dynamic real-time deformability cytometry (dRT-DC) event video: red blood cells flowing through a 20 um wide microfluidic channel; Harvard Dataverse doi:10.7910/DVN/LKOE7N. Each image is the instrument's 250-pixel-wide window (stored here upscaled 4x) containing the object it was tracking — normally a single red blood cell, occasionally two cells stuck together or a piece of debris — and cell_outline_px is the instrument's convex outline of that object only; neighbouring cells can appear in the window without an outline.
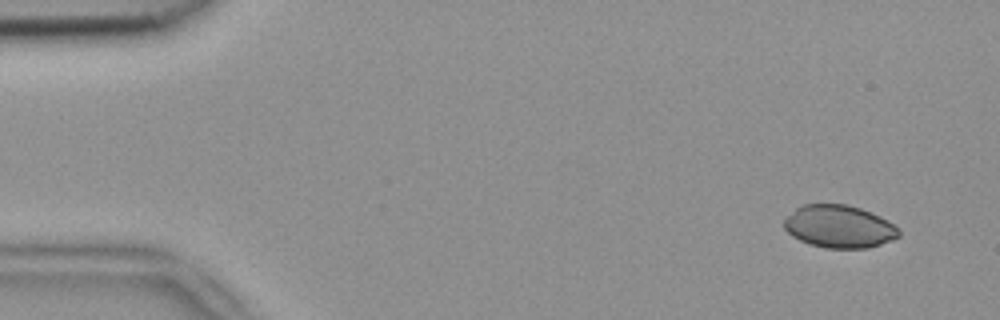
{"species": "common noctule bat (a hibernating species)", "species_latin": "Nyctalus noctula", "temperature_condition": "room temperature", "stored_images_in_passage": 4, "camera_frame_rate_fps": 3000, "um_per_image_px": 0.085, "animal": {"sex": "female", "body_mass_g": 18.4}, "frame": {"image": 1, "passage_image": 1, "time_ms": 0.0, "image_size_px": [1000, 320], "cell_outline_px": [[900, 236], [892, 240], [868, 248], [824, 248], [800, 240], [792, 236], [784, 228], [784, 220], [796, 208], [804, 204], [848, 204], [860, 208], [880, 216], [888, 220], [900, 228]], "centroid_in_image_um": [71.36, 19.25], "position_along_channel_um": 13.6, "area_um2": 28.55}}